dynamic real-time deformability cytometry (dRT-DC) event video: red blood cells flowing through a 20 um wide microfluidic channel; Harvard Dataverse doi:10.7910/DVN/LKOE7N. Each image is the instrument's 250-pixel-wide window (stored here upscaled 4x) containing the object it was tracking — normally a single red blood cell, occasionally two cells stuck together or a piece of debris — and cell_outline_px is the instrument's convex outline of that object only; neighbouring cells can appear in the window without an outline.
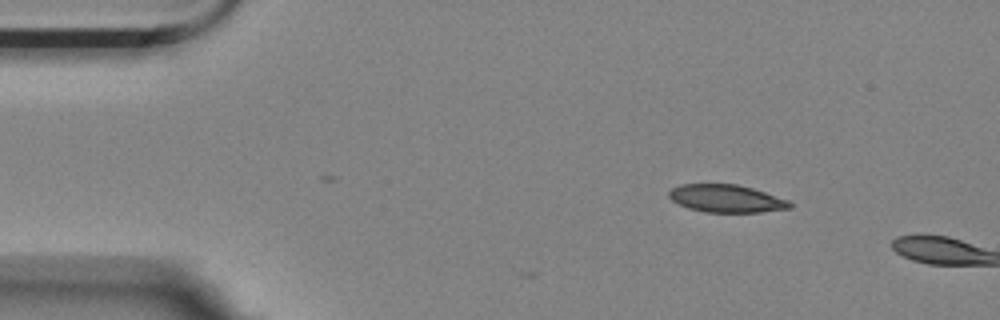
{"species": "Egyptian fruit bat (a non-hibernating species)", "species_latin": "Rousettus aegyptiacus", "temperature_condition": "room temperature", "stored_images_in_passage": 5, "camera_frame_rate_fps": 3000, "um_per_image_px": 0.085, "animal": {"sex": "female"}, "frame": {"image": 1, "passage_image": 1, "time_ms": 0.0, "image_size_px": [1000, 320], "cell_outline_px": [[792, 208], [760, 212], [704, 212], [688, 208], [672, 200], [668, 196], [668, 192], [672, 188], [680, 184], [736, 184], [752, 188], [788, 200], [792, 204]], "centroid_in_image_um": [61.72, 16.87], "position_along_channel_um": 23.3, "area_um2": 19.42}}